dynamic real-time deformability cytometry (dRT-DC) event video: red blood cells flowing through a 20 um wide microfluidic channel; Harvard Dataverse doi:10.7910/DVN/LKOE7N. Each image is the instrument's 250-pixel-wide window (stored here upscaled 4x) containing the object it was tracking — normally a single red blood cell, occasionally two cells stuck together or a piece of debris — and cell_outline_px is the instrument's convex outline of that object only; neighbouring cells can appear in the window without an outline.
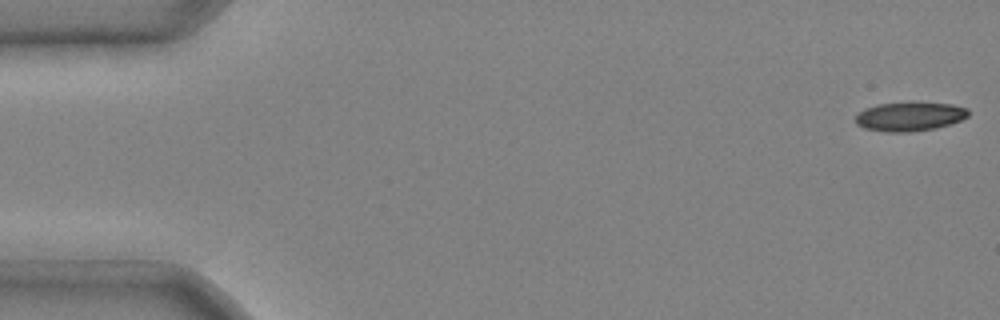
{"species": "common noctule bat (a hibernating species)", "species_latin": "Nyctalus noctula", "temperature_condition": "cold", "stored_images_in_passage": 5, "camera_frame_rate_fps": 3000, "um_per_image_px": 0.085, "animal": {"sex": "male", "body_mass_g": 20.4}, "frame": {"image": 1, "passage_image": 1, "time_ms": 0.0, "image_size_px": [1000, 320], "cell_outline_px": [[968, 116], [960, 120], [936, 128], [912, 132], [888, 132], [864, 128], [856, 124], [856, 116], [864, 108], [876, 104], [952, 104], [968, 108]], "centroid_in_image_um": [77.3, 9.93], "position_along_channel_um": 7.7, "area_um2": 18.55}}
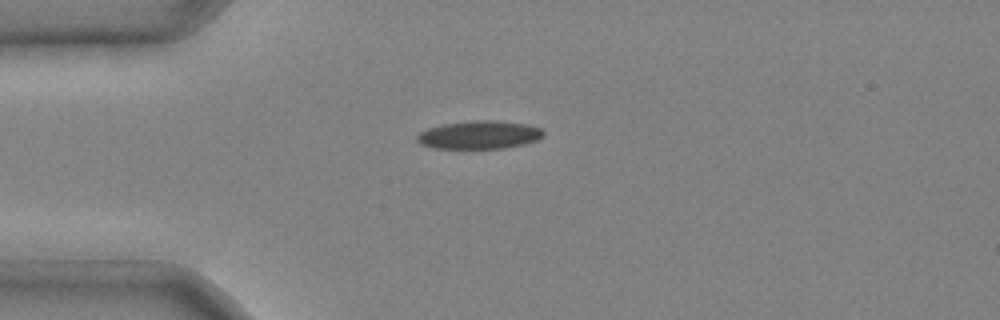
{"frame": {"image": 2, "passage_image": 4, "time_ms": 1.0, "image_size_px": [1000, 320], "cell_outline_px": [[544, 136], [536, 140], [524, 144], [504, 148], [436, 148], [420, 144], [416, 140], [416, 136], [420, 132], [428, 128], [444, 124], [476, 120], [496, 120], [528, 124], [540, 128], [544, 132]], "centroid_in_image_um": [40.75, 11.46], "position_along_channel_um": 44.2, "area_um2": 20.69}}